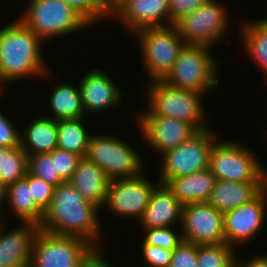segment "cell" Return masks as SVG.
Masks as SVG:
<instances>
[{"label":"cell","instance_id":"obj_33","mask_svg":"<svg viewBox=\"0 0 267 267\" xmlns=\"http://www.w3.org/2000/svg\"><path fill=\"white\" fill-rule=\"evenodd\" d=\"M28 186L35 205L44 213L50 206L55 186L28 171Z\"/></svg>","mask_w":267,"mask_h":267},{"label":"cell","instance_id":"obj_12","mask_svg":"<svg viewBox=\"0 0 267 267\" xmlns=\"http://www.w3.org/2000/svg\"><path fill=\"white\" fill-rule=\"evenodd\" d=\"M91 247L84 239L39 229L33 240L29 267H80Z\"/></svg>","mask_w":267,"mask_h":267},{"label":"cell","instance_id":"obj_36","mask_svg":"<svg viewBox=\"0 0 267 267\" xmlns=\"http://www.w3.org/2000/svg\"><path fill=\"white\" fill-rule=\"evenodd\" d=\"M139 247L140 254L144 260L146 267H169L172 258V251L166 250L162 247L145 244L143 241ZM146 262V263H145Z\"/></svg>","mask_w":267,"mask_h":267},{"label":"cell","instance_id":"obj_30","mask_svg":"<svg viewBox=\"0 0 267 267\" xmlns=\"http://www.w3.org/2000/svg\"><path fill=\"white\" fill-rule=\"evenodd\" d=\"M179 228V230H178ZM142 241L145 244L162 247L173 251L183 240L180 226H170L166 228L141 229Z\"/></svg>","mask_w":267,"mask_h":267},{"label":"cell","instance_id":"obj_44","mask_svg":"<svg viewBox=\"0 0 267 267\" xmlns=\"http://www.w3.org/2000/svg\"><path fill=\"white\" fill-rule=\"evenodd\" d=\"M232 267H244L239 261H237Z\"/></svg>","mask_w":267,"mask_h":267},{"label":"cell","instance_id":"obj_16","mask_svg":"<svg viewBox=\"0 0 267 267\" xmlns=\"http://www.w3.org/2000/svg\"><path fill=\"white\" fill-rule=\"evenodd\" d=\"M180 228L182 239L196 245L225 242L223 212L207 202L183 205Z\"/></svg>","mask_w":267,"mask_h":267},{"label":"cell","instance_id":"obj_21","mask_svg":"<svg viewBox=\"0 0 267 267\" xmlns=\"http://www.w3.org/2000/svg\"><path fill=\"white\" fill-rule=\"evenodd\" d=\"M58 121L43 115H36L20 128V146L27 155L51 153L58 144Z\"/></svg>","mask_w":267,"mask_h":267},{"label":"cell","instance_id":"obj_35","mask_svg":"<svg viewBox=\"0 0 267 267\" xmlns=\"http://www.w3.org/2000/svg\"><path fill=\"white\" fill-rule=\"evenodd\" d=\"M169 267H198L197 245L182 240L172 251Z\"/></svg>","mask_w":267,"mask_h":267},{"label":"cell","instance_id":"obj_3","mask_svg":"<svg viewBox=\"0 0 267 267\" xmlns=\"http://www.w3.org/2000/svg\"><path fill=\"white\" fill-rule=\"evenodd\" d=\"M146 107L135 116H164L194 125L199 131L211 126L204 108L203 94L194 90L175 88L163 80L147 81ZM147 109V110H146Z\"/></svg>","mask_w":267,"mask_h":267},{"label":"cell","instance_id":"obj_10","mask_svg":"<svg viewBox=\"0 0 267 267\" xmlns=\"http://www.w3.org/2000/svg\"><path fill=\"white\" fill-rule=\"evenodd\" d=\"M212 127L199 131L191 139L158 157L157 178L160 183L182 175H190L209 168V154L220 137Z\"/></svg>","mask_w":267,"mask_h":267},{"label":"cell","instance_id":"obj_5","mask_svg":"<svg viewBox=\"0 0 267 267\" xmlns=\"http://www.w3.org/2000/svg\"><path fill=\"white\" fill-rule=\"evenodd\" d=\"M211 49L206 45L185 44L163 81L175 88L208 95L220 83L222 64Z\"/></svg>","mask_w":267,"mask_h":267},{"label":"cell","instance_id":"obj_19","mask_svg":"<svg viewBox=\"0 0 267 267\" xmlns=\"http://www.w3.org/2000/svg\"><path fill=\"white\" fill-rule=\"evenodd\" d=\"M182 206L166 185L160 183L154 189L150 202L137 223L140 229L180 226Z\"/></svg>","mask_w":267,"mask_h":267},{"label":"cell","instance_id":"obj_25","mask_svg":"<svg viewBox=\"0 0 267 267\" xmlns=\"http://www.w3.org/2000/svg\"><path fill=\"white\" fill-rule=\"evenodd\" d=\"M69 82V83H68ZM71 81H60L54 84L52 91L47 96L49 104L46 116L55 120H70L87 117L82 105L80 90L77 84H70ZM49 114V115H48Z\"/></svg>","mask_w":267,"mask_h":267},{"label":"cell","instance_id":"obj_18","mask_svg":"<svg viewBox=\"0 0 267 267\" xmlns=\"http://www.w3.org/2000/svg\"><path fill=\"white\" fill-rule=\"evenodd\" d=\"M14 225L16 227L9 229L7 221H0V267H29L32 244L39 225L32 222Z\"/></svg>","mask_w":267,"mask_h":267},{"label":"cell","instance_id":"obj_37","mask_svg":"<svg viewBox=\"0 0 267 267\" xmlns=\"http://www.w3.org/2000/svg\"><path fill=\"white\" fill-rule=\"evenodd\" d=\"M1 105V104H0ZM0 107V147L15 148L20 146V129ZM16 126H15V125ZM17 127V128H16Z\"/></svg>","mask_w":267,"mask_h":267},{"label":"cell","instance_id":"obj_39","mask_svg":"<svg viewBox=\"0 0 267 267\" xmlns=\"http://www.w3.org/2000/svg\"><path fill=\"white\" fill-rule=\"evenodd\" d=\"M104 249L106 248L103 247V245L92 246L83 256L80 267H116L117 265H114V263L112 264L111 261L105 257L106 251H104Z\"/></svg>","mask_w":267,"mask_h":267},{"label":"cell","instance_id":"obj_42","mask_svg":"<svg viewBox=\"0 0 267 267\" xmlns=\"http://www.w3.org/2000/svg\"><path fill=\"white\" fill-rule=\"evenodd\" d=\"M103 8L111 14L124 0H99Z\"/></svg>","mask_w":267,"mask_h":267},{"label":"cell","instance_id":"obj_15","mask_svg":"<svg viewBox=\"0 0 267 267\" xmlns=\"http://www.w3.org/2000/svg\"><path fill=\"white\" fill-rule=\"evenodd\" d=\"M82 78V79H81ZM78 82L82 105L86 116L89 118L94 114L110 109H119L127 97L123 89L118 85L113 76L100 67L87 69ZM125 95V97H124Z\"/></svg>","mask_w":267,"mask_h":267},{"label":"cell","instance_id":"obj_20","mask_svg":"<svg viewBox=\"0 0 267 267\" xmlns=\"http://www.w3.org/2000/svg\"><path fill=\"white\" fill-rule=\"evenodd\" d=\"M110 179L95 163L82 157L68 181L88 202L98 207L102 213Z\"/></svg>","mask_w":267,"mask_h":267},{"label":"cell","instance_id":"obj_41","mask_svg":"<svg viewBox=\"0 0 267 267\" xmlns=\"http://www.w3.org/2000/svg\"><path fill=\"white\" fill-rule=\"evenodd\" d=\"M6 192H7V187L0 183V221H4V217L8 215V213H4V204L6 203ZM5 214V216H4ZM7 214V215H6Z\"/></svg>","mask_w":267,"mask_h":267},{"label":"cell","instance_id":"obj_24","mask_svg":"<svg viewBox=\"0 0 267 267\" xmlns=\"http://www.w3.org/2000/svg\"><path fill=\"white\" fill-rule=\"evenodd\" d=\"M245 19L238 27L243 54L249 58L257 69L261 70L267 81V18ZM243 23V24H242ZM265 76V77H264Z\"/></svg>","mask_w":267,"mask_h":267},{"label":"cell","instance_id":"obj_7","mask_svg":"<svg viewBox=\"0 0 267 267\" xmlns=\"http://www.w3.org/2000/svg\"><path fill=\"white\" fill-rule=\"evenodd\" d=\"M220 137L209 154V169L216 179L236 182H267L266 166L250 146ZM260 159V160H259Z\"/></svg>","mask_w":267,"mask_h":267},{"label":"cell","instance_id":"obj_27","mask_svg":"<svg viewBox=\"0 0 267 267\" xmlns=\"http://www.w3.org/2000/svg\"><path fill=\"white\" fill-rule=\"evenodd\" d=\"M88 124V117H83L80 119L58 120L57 148L84 157L89 139L93 132Z\"/></svg>","mask_w":267,"mask_h":267},{"label":"cell","instance_id":"obj_38","mask_svg":"<svg viewBox=\"0 0 267 267\" xmlns=\"http://www.w3.org/2000/svg\"><path fill=\"white\" fill-rule=\"evenodd\" d=\"M208 0H169V20L174 24L184 15L190 14L200 6L205 4Z\"/></svg>","mask_w":267,"mask_h":267},{"label":"cell","instance_id":"obj_1","mask_svg":"<svg viewBox=\"0 0 267 267\" xmlns=\"http://www.w3.org/2000/svg\"><path fill=\"white\" fill-rule=\"evenodd\" d=\"M43 44L46 43L16 17L0 27V87L5 93L8 85L19 80L56 79L43 57Z\"/></svg>","mask_w":267,"mask_h":267},{"label":"cell","instance_id":"obj_26","mask_svg":"<svg viewBox=\"0 0 267 267\" xmlns=\"http://www.w3.org/2000/svg\"><path fill=\"white\" fill-rule=\"evenodd\" d=\"M4 211L16 217L18 222H32L40 225L44 213L35 205L31 189L28 186V172L26 176L7 186ZM7 204V205H6ZM10 208V209H9ZM11 212V213H10Z\"/></svg>","mask_w":267,"mask_h":267},{"label":"cell","instance_id":"obj_43","mask_svg":"<svg viewBox=\"0 0 267 267\" xmlns=\"http://www.w3.org/2000/svg\"><path fill=\"white\" fill-rule=\"evenodd\" d=\"M4 96H7V95L5 94V92L0 87V99L5 98Z\"/></svg>","mask_w":267,"mask_h":267},{"label":"cell","instance_id":"obj_40","mask_svg":"<svg viewBox=\"0 0 267 267\" xmlns=\"http://www.w3.org/2000/svg\"><path fill=\"white\" fill-rule=\"evenodd\" d=\"M254 254L251 257H248L247 261L241 256L242 260L239 256L238 261L244 267H267V253L259 254V252H256Z\"/></svg>","mask_w":267,"mask_h":267},{"label":"cell","instance_id":"obj_6","mask_svg":"<svg viewBox=\"0 0 267 267\" xmlns=\"http://www.w3.org/2000/svg\"><path fill=\"white\" fill-rule=\"evenodd\" d=\"M92 133L85 158L97 164L110 180L132 178L145 173L143 155L120 135ZM97 133V134H96Z\"/></svg>","mask_w":267,"mask_h":267},{"label":"cell","instance_id":"obj_29","mask_svg":"<svg viewBox=\"0 0 267 267\" xmlns=\"http://www.w3.org/2000/svg\"><path fill=\"white\" fill-rule=\"evenodd\" d=\"M236 250L225 242L197 245L198 267H232L239 257Z\"/></svg>","mask_w":267,"mask_h":267},{"label":"cell","instance_id":"obj_34","mask_svg":"<svg viewBox=\"0 0 267 267\" xmlns=\"http://www.w3.org/2000/svg\"><path fill=\"white\" fill-rule=\"evenodd\" d=\"M49 154L51 155L52 159L55 160L56 173L65 182H68L82 157L59 148H56Z\"/></svg>","mask_w":267,"mask_h":267},{"label":"cell","instance_id":"obj_14","mask_svg":"<svg viewBox=\"0 0 267 267\" xmlns=\"http://www.w3.org/2000/svg\"><path fill=\"white\" fill-rule=\"evenodd\" d=\"M138 133L147 150L160 156L191 139L199 130L192 124L164 116H134ZM152 149V150H151Z\"/></svg>","mask_w":267,"mask_h":267},{"label":"cell","instance_id":"obj_11","mask_svg":"<svg viewBox=\"0 0 267 267\" xmlns=\"http://www.w3.org/2000/svg\"><path fill=\"white\" fill-rule=\"evenodd\" d=\"M157 182V183H155ZM152 181L142 173L132 178L111 180L103 206L115 217L133 219L138 222L147 208L159 180Z\"/></svg>","mask_w":267,"mask_h":267},{"label":"cell","instance_id":"obj_9","mask_svg":"<svg viewBox=\"0 0 267 267\" xmlns=\"http://www.w3.org/2000/svg\"><path fill=\"white\" fill-rule=\"evenodd\" d=\"M226 6L219 0H208L192 13L177 20L174 26L186 44L212 48L221 41L226 45L231 44V39H225L232 24Z\"/></svg>","mask_w":267,"mask_h":267},{"label":"cell","instance_id":"obj_22","mask_svg":"<svg viewBox=\"0 0 267 267\" xmlns=\"http://www.w3.org/2000/svg\"><path fill=\"white\" fill-rule=\"evenodd\" d=\"M266 187L267 182H236L216 179L207 203L224 213L251 202Z\"/></svg>","mask_w":267,"mask_h":267},{"label":"cell","instance_id":"obj_13","mask_svg":"<svg viewBox=\"0 0 267 267\" xmlns=\"http://www.w3.org/2000/svg\"><path fill=\"white\" fill-rule=\"evenodd\" d=\"M266 217L267 187L251 202L223 213L225 243L236 249L245 247L260 235Z\"/></svg>","mask_w":267,"mask_h":267},{"label":"cell","instance_id":"obj_8","mask_svg":"<svg viewBox=\"0 0 267 267\" xmlns=\"http://www.w3.org/2000/svg\"><path fill=\"white\" fill-rule=\"evenodd\" d=\"M133 35L139 45L145 77L148 81L163 80L186 44L174 24L139 29Z\"/></svg>","mask_w":267,"mask_h":267},{"label":"cell","instance_id":"obj_32","mask_svg":"<svg viewBox=\"0 0 267 267\" xmlns=\"http://www.w3.org/2000/svg\"><path fill=\"white\" fill-rule=\"evenodd\" d=\"M79 12L93 27L106 19L110 14L103 8L99 0H62Z\"/></svg>","mask_w":267,"mask_h":267},{"label":"cell","instance_id":"obj_23","mask_svg":"<svg viewBox=\"0 0 267 267\" xmlns=\"http://www.w3.org/2000/svg\"><path fill=\"white\" fill-rule=\"evenodd\" d=\"M216 177L209 168L190 175L167 179L163 184L182 204L203 203L209 200Z\"/></svg>","mask_w":267,"mask_h":267},{"label":"cell","instance_id":"obj_17","mask_svg":"<svg viewBox=\"0 0 267 267\" xmlns=\"http://www.w3.org/2000/svg\"><path fill=\"white\" fill-rule=\"evenodd\" d=\"M169 0H124L109 18L120 20L129 33L147 27L171 25Z\"/></svg>","mask_w":267,"mask_h":267},{"label":"cell","instance_id":"obj_2","mask_svg":"<svg viewBox=\"0 0 267 267\" xmlns=\"http://www.w3.org/2000/svg\"><path fill=\"white\" fill-rule=\"evenodd\" d=\"M100 211L69 182H64L55 187L52 202L44 212L39 228L52 234L84 239L92 246L106 247L102 240L104 229L99 219Z\"/></svg>","mask_w":267,"mask_h":267},{"label":"cell","instance_id":"obj_4","mask_svg":"<svg viewBox=\"0 0 267 267\" xmlns=\"http://www.w3.org/2000/svg\"><path fill=\"white\" fill-rule=\"evenodd\" d=\"M26 3L17 19L46 45L52 39L54 41L92 29V25L79 12L62 0H28Z\"/></svg>","mask_w":267,"mask_h":267},{"label":"cell","instance_id":"obj_28","mask_svg":"<svg viewBox=\"0 0 267 267\" xmlns=\"http://www.w3.org/2000/svg\"><path fill=\"white\" fill-rule=\"evenodd\" d=\"M28 172V155L21 146L1 147L0 183L6 187L24 178Z\"/></svg>","mask_w":267,"mask_h":267},{"label":"cell","instance_id":"obj_31","mask_svg":"<svg viewBox=\"0 0 267 267\" xmlns=\"http://www.w3.org/2000/svg\"><path fill=\"white\" fill-rule=\"evenodd\" d=\"M28 171L55 187L65 182L56 173L55 160L49 153L28 155Z\"/></svg>","mask_w":267,"mask_h":267}]
</instances>
